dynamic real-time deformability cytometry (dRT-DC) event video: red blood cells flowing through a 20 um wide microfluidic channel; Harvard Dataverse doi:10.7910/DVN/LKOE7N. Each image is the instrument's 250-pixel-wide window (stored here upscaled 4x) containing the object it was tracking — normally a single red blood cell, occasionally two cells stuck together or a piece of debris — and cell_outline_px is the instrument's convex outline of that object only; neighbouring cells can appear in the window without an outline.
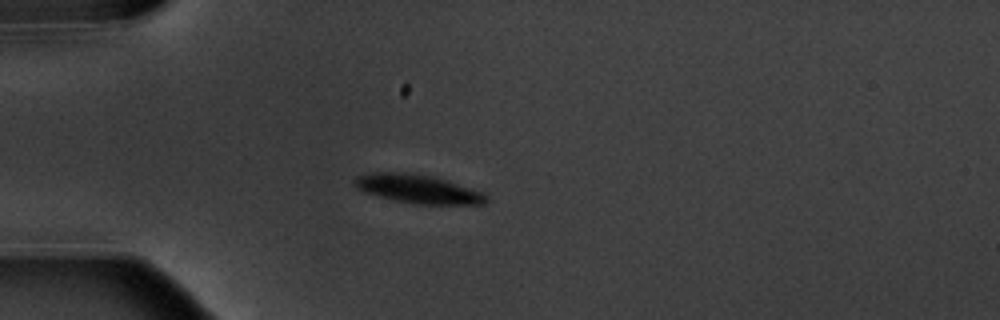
{"species": "common noctule bat (a hibernating species)", "species_latin": "Nyctalus noctula", "temperature_condition": "warm", "stored_images_in_passage": 5, "camera_frame_rate_fps": 3000, "um_per_image_px": 0.085, "animal": {"sex": "male", "body_mass_g": 20.1, "forearm_length_mm": 53.5}, "frame": {"image": 1, "passage_image": 4, "time_ms": 3.667, "image_size_px": [1000, 320], "cell_outline_px": [[488, 200], [484, 204], [412, 204], [392, 200], [364, 192], [356, 188], [352, 184], [352, 180], [356, 176], [372, 172], [404, 172], [428, 176], [444, 180], [480, 192], [488, 196]], "centroid_in_image_um": [35.41, 16.07], "position_along_channel_um": 49.6, "area_um2": 21.79}}